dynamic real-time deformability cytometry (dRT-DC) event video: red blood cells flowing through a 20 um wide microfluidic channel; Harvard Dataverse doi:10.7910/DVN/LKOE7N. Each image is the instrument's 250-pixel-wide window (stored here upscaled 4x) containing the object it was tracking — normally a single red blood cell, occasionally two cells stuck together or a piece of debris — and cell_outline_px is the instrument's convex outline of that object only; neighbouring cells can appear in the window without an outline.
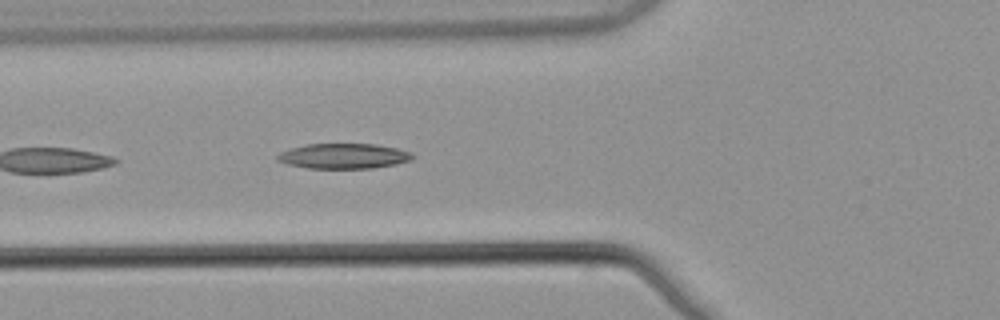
{"species": "common noctule bat (a hibernating species)", "species_latin": "Nyctalus noctula", "temperature_condition": "warm", "stored_images_in_passage": 4, "camera_frame_rate_fps": 3000, "um_per_image_px": 0.085, "animal": {"sex": "male", "body_mass_g": 21.5, "forearm_length_mm": 52.0}, "frame": {"image": 1, "passage_image": 4, "time_ms": 1.0, "image_size_px": [1000, 320], "cell_outline_px": [[416, 156], [412, 160], [396, 164], [372, 168], [308, 168], [288, 164], [276, 160], [276, 156], [280, 152], [292, 148], [308, 144], [376, 144], [396, 148], [412, 152]], "centroid_in_image_um": [29.25, 13.26], "position_along_channel_um": 96.5, "area_um2": 19.83}}